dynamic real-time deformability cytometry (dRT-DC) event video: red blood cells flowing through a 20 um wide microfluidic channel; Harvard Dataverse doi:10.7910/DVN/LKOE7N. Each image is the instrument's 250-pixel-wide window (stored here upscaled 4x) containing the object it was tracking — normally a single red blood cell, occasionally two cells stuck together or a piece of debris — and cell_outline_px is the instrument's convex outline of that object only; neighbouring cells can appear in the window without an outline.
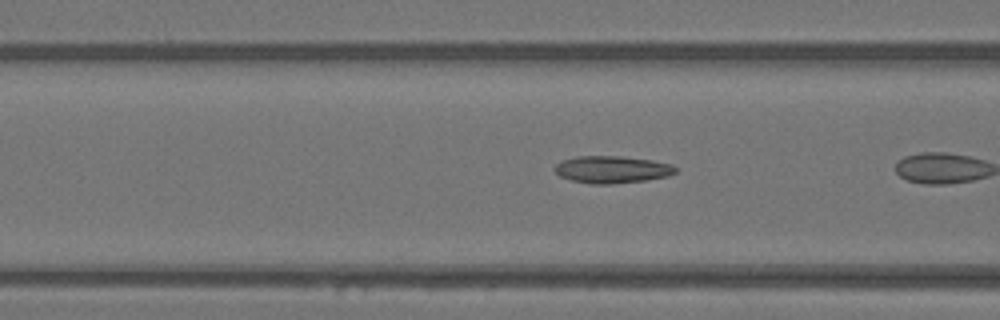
{"species": "Egyptian fruit bat (a non-hibernating species)", "species_latin": "Rousettus aegyptiacus", "temperature_condition": "warm", "stored_images_in_passage": 13, "camera_frame_rate_fps": 3000, "um_per_image_px": 0.085, "animal": {"sex": "female"}, "frame": {"image": 1, "passage_image": 4, "time_ms": 1.0, "image_size_px": [1000, 320], "cell_outline_px": [[676, 172], [668, 176], [644, 180], [612, 184], [588, 184], [572, 180], [560, 176], [552, 168], [560, 160], [576, 156], [620, 156], [652, 160], [672, 164], [676, 168]], "centroid_in_image_um": [51.98, 14.4], "position_along_channel_um": 114.6, "area_um2": 19.25}}
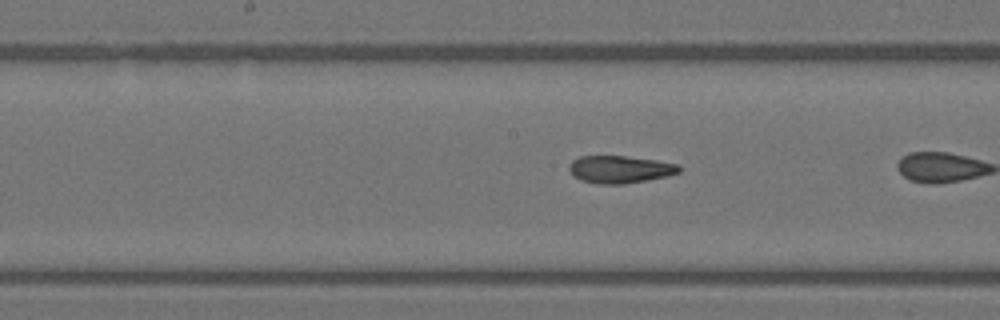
{"frame": {"image": 2, "passage_image": 10, "time_ms": 3.0, "image_size_px": [1000, 320], "cell_outline_px": [[680, 172], [668, 176], [624, 184], [600, 184], [584, 180], [572, 176], [568, 168], [568, 164], [572, 160], [580, 156], [628, 156], [656, 160], [680, 164]], "centroid_in_image_um": [52.7, 14.38], "position_along_channel_um": 195.5, "area_um2": 17.69}}